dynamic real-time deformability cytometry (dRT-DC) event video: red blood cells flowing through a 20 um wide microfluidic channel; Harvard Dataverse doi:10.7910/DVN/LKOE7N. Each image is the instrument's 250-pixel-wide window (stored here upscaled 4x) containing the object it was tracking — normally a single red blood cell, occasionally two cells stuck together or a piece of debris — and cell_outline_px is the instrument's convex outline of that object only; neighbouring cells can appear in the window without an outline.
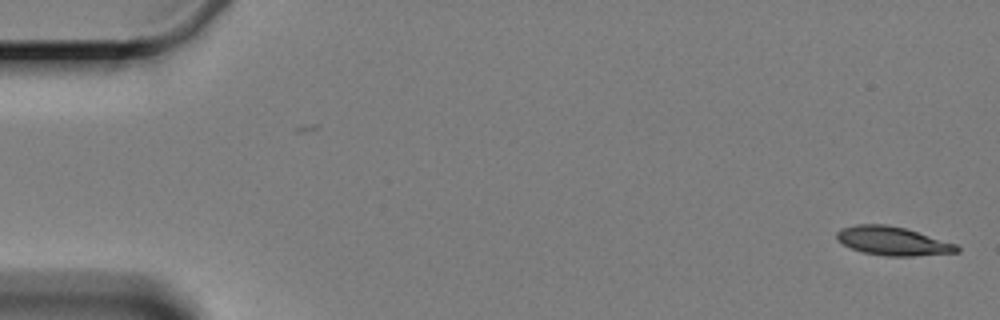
{"species": "Egyptian fruit bat (a non-hibernating species)", "species_latin": "Rousettus aegyptiacus", "temperature_condition": "cold", "stored_images_in_passage": 4, "camera_frame_rate_fps": 3000, "um_per_image_px": 0.085, "animal": {"sex": "female"}, "frame": {"image": 1, "passage_image": 1, "time_ms": 0.0, "image_size_px": [1000, 320], "cell_outline_px": [[960, 252], [912, 256], [888, 256], [864, 252], [852, 248], [844, 244], [836, 236], [836, 232], [840, 228], [856, 224], [888, 224], [904, 228], [956, 244], [960, 248]], "centroid_in_image_um": [75.88, 20.48], "position_along_channel_um": 9.1, "area_um2": 19.83}}